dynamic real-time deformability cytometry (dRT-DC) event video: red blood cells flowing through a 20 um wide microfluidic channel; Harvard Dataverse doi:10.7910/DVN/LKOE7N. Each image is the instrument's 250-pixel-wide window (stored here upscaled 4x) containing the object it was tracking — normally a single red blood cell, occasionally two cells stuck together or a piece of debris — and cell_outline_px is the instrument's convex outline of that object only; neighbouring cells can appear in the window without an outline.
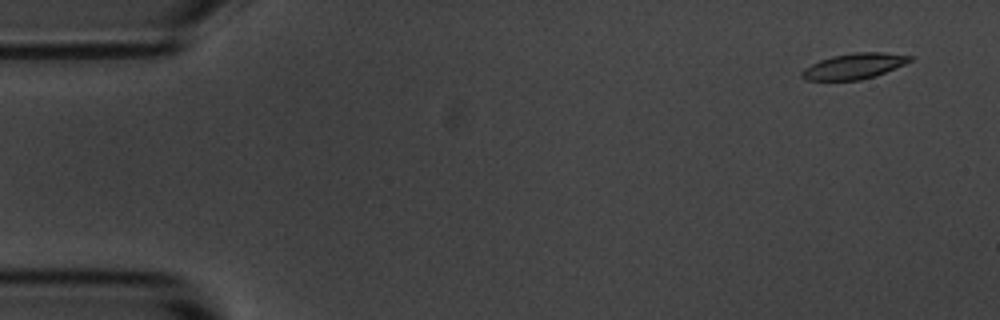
{"species": "common noctule bat (a hibernating species)", "species_latin": "Nyctalus noctula", "temperature_condition": "room temperature", "stored_images_in_passage": 9, "camera_frame_rate_fps": 3000, "um_per_image_px": 0.085, "animal": {"sex": "male", "body_mass_g": 20.1, "forearm_length_mm": 53.5}, "frame": {"image": 1, "passage_image": 1, "time_ms": 0.0, "image_size_px": [1000, 320], "cell_outline_px": [[916, 56], [912, 60], [904, 64], [876, 76], [860, 80], [804, 80], [800, 76], [800, 72], [804, 68], [820, 60], [832, 56], [852, 52], [884, 52]], "centroid_in_image_um": [72.6, 5.61], "position_along_channel_um": 12.4, "area_um2": 16.3}}
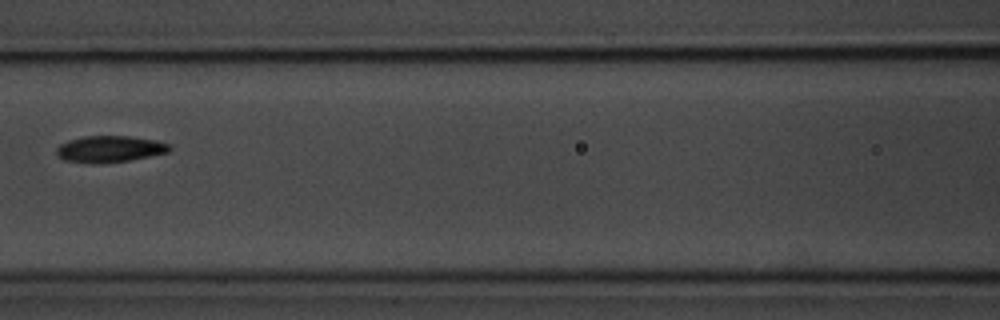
{"frame": {"image": 2, "passage_image": 7, "time_ms": 7.0, "image_size_px": [1000, 320], "cell_outline_px": [[172, 148], [168, 152], [128, 160], [96, 164], [92, 164], [64, 160], [56, 156], [56, 148], [60, 144], [68, 140], [84, 136], [128, 136], [156, 140], [172, 144]], "centroid_in_image_um": [9.3, 12.66], "position_along_channel_um": 157.3, "area_um2": 17.57}}
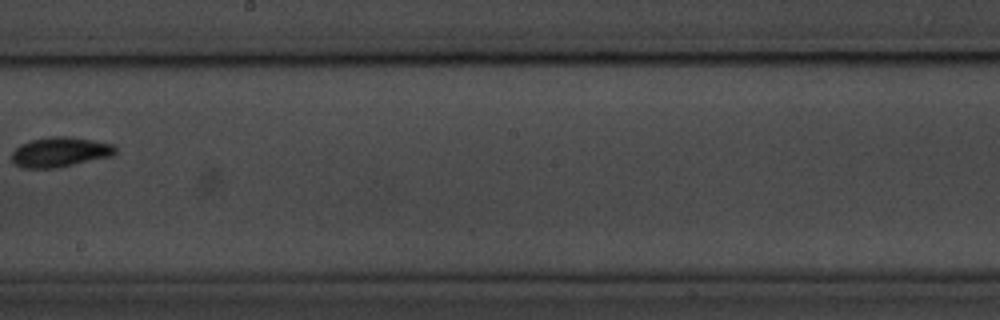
{"frame": {"image": 3, "passage_image": 9, "time_ms": 9.333, "image_size_px": [1000, 320], "cell_outline_px": [[116, 152], [112, 156], [56, 168], [24, 168], [16, 164], [12, 160], [12, 152], [20, 144], [32, 140], [52, 136], [68, 136], [92, 140], [112, 144], [116, 148]], "centroid_in_image_um": [5.1, 12.92], "position_along_channel_um": 243.1, "area_um2": 17.92}}